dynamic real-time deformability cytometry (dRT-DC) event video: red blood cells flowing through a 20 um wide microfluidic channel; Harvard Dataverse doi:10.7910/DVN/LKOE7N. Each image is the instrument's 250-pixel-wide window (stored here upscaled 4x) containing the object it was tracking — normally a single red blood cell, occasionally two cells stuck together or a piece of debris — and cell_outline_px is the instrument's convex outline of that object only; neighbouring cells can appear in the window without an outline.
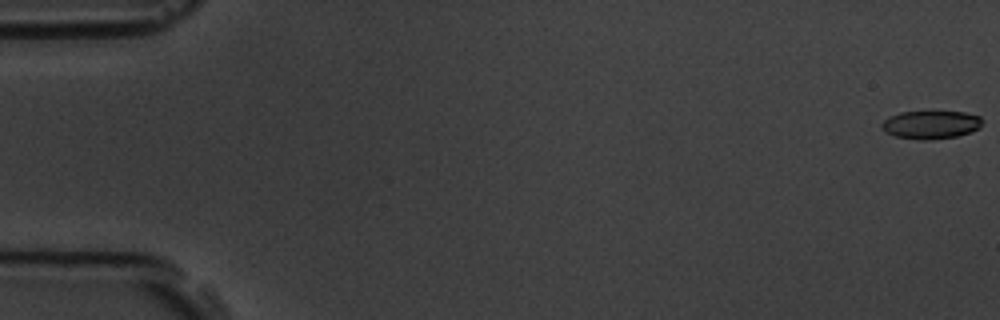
{"species": "common noctule bat (a hibernating species)", "species_latin": "Nyctalus noctula", "temperature_condition": "room temperature", "stored_images_in_passage": 8, "camera_frame_rate_fps": 3000, "um_per_image_px": 0.085, "animal": {"sex": "male", "body_mass_g": 19.5, "forearm_length_mm": 54.6}, "frame": {"image": 1, "passage_image": 1, "time_ms": 0.0, "image_size_px": [1000, 320], "cell_outline_px": [[984, 120], [980, 128], [972, 132], [956, 136], [928, 140], [920, 140], [896, 136], [880, 128], [880, 124], [888, 116], [900, 112], [964, 112], [980, 116]], "centroid_in_image_um": [79.14, 10.6], "position_along_channel_um": 5.9, "area_um2": 16.59}}
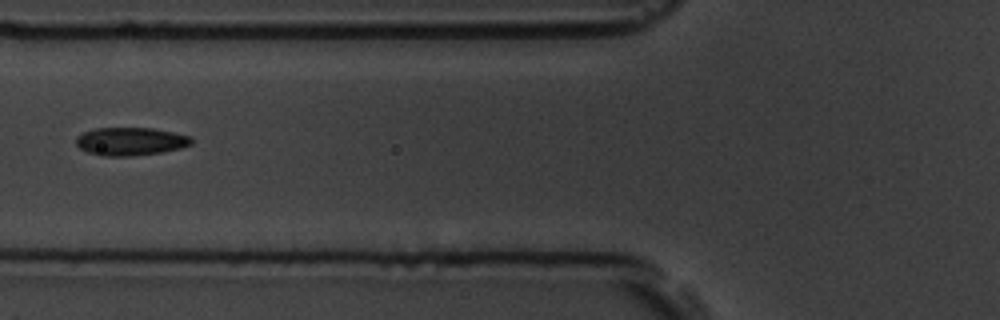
{"frame": {"image": 2, "passage_image": 7, "time_ms": 7.0, "image_size_px": [1000, 320], "cell_outline_px": [[192, 144], [180, 148], [160, 152], [132, 156], [100, 156], [88, 152], [80, 148], [76, 144], [76, 136], [84, 132], [96, 128], [152, 128], [192, 136]], "centroid_in_image_um": [11.08, 12.02], "position_along_channel_um": 114.7, "area_um2": 18.84}}
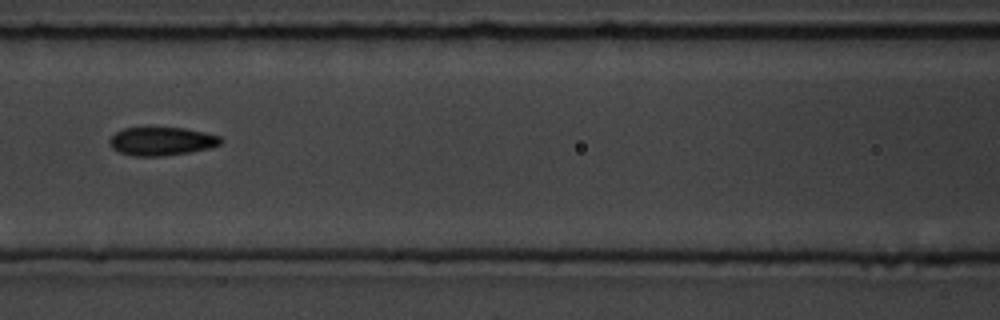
{"frame": {"image": 3, "passage_image": 8, "time_ms": 8.0, "image_size_px": [1000, 320], "cell_outline_px": [[224, 140], [220, 144], [208, 148], [188, 152], [164, 156], [132, 156], [120, 152], [112, 148], [108, 140], [116, 132], [124, 128], [184, 128], [204, 132], [220, 136]], "centroid_in_image_um": [13.73, 12.01], "position_along_channel_um": 152.9, "area_um2": 18.26}}